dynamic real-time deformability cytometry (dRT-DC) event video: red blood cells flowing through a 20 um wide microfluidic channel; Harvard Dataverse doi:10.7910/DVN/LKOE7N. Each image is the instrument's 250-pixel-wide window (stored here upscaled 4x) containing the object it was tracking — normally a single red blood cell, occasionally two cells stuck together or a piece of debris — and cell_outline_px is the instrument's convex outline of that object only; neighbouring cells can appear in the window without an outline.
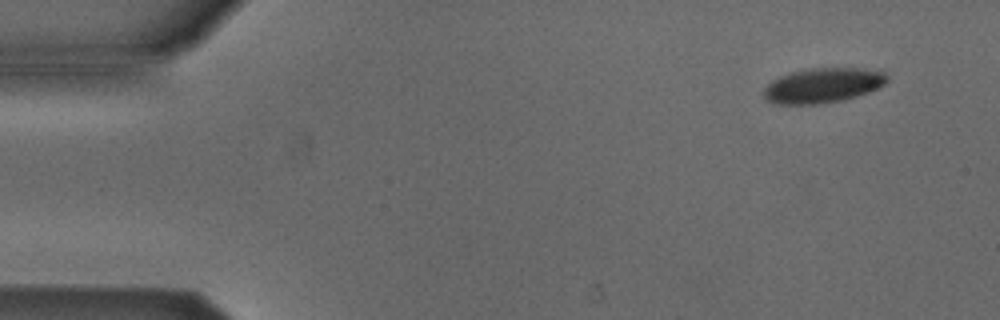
{"species": "Egyptian fruit bat (a non-hibernating species)", "species_latin": "Rousettus aegyptiacus", "temperature_condition": "cold", "stored_images_in_passage": 4, "camera_frame_rate_fps": 3000, "um_per_image_px": 0.085, "animal": {"sex": "male"}, "frame": {"image": 1, "passage_image": 1, "time_ms": 0.0, "image_size_px": [1000, 320], "cell_outline_px": [[888, 80], [884, 84], [868, 92], [856, 96], [840, 100], [820, 104], [772, 104], [764, 100], [764, 88], [772, 80], [780, 76], [792, 72], [808, 68], [864, 68], [884, 72], [888, 76]], "centroid_in_image_um": [69.91, 7.26], "position_along_channel_um": 15.1, "area_um2": 25.09}}
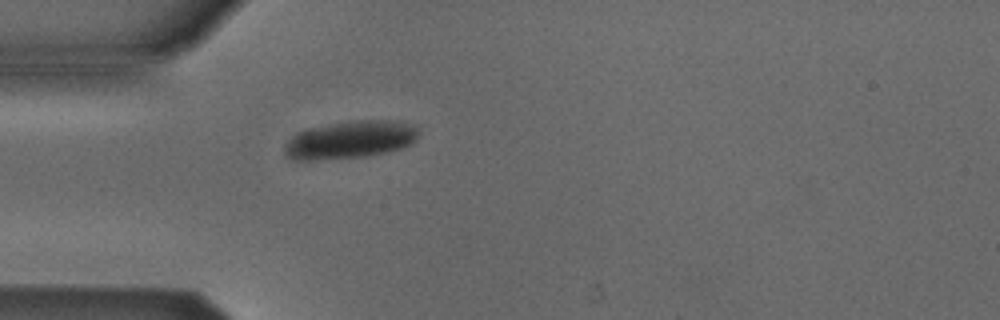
{"frame": {"image": 2, "passage_image": 4, "time_ms": 1.0, "image_size_px": [1000, 320], "cell_outline_px": [[420, 132], [416, 140], [400, 148], [384, 152], [364, 156], [292, 156], [284, 152], [288, 140], [292, 136], [308, 128], [328, 124], [352, 120], [404, 120], [416, 124]], "centroid_in_image_um": [29.98, 11.76], "position_along_channel_um": 55.0, "area_um2": 28.03}}